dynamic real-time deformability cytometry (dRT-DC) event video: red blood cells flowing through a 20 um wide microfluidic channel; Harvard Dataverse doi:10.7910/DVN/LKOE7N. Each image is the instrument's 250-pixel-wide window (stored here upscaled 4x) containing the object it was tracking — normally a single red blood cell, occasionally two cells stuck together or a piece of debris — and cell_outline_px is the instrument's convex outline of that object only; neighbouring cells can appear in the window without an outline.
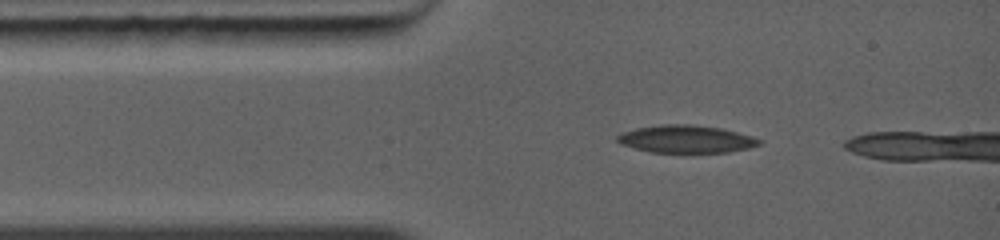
{"species": "common noctule bat (a hibernating species)", "species_latin": "Nyctalus noctula", "temperature_condition": "warm", "stored_images_in_passage": 3, "camera_frame_rate_fps": 5000, "um_per_image_px": 0.085, "animal": {"sex": "female", "body_mass_g": 19.0, "forearm_length_mm": 56.7}, "frame": {"image": 1, "passage_image": 1, "time_ms": 0.0, "image_size_px": [1000, 240], "cell_outline_px": [[764, 140], [760, 144], [748, 148], [728, 152], [652, 152], [620, 144], [616, 140], [616, 136], [624, 132], [636, 128], [660, 124], [692, 124], [720, 128], [752, 136]], "centroid_in_image_um": [58.33, 11.81], "position_along_channel_um": 26.7, "area_um2": 22.72}}